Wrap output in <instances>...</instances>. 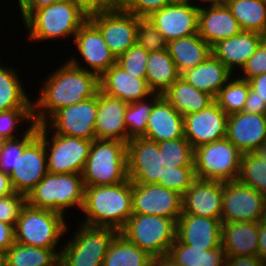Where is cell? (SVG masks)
Returning a JSON list of instances; mask_svg holds the SVG:
<instances>
[{"label": "cell", "mask_w": 266, "mask_h": 266, "mask_svg": "<svg viewBox=\"0 0 266 266\" xmlns=\"http://www.w3.org/2000/svg\"><path fill=\"white\" fill-rule=\"evenodd\" d=\"M127 164L132 183H156L182 196L196 179L194 160H168L156 141L144 137L127 142Z\"/></svg>", "instance_id": "obj_1"}, {"label": "cell", "mask_w": 266, "mask_h": 266, "mask_svg": "<svg viewBox=\"0 0 266 266\" xmlns=\"http://www.w3.org/2000/svg\"><path fill=\"white\" fill-rule=\"evenodd\" d=\"M60 66L47 76L36 102H32L36 125L43 124L57 109L89 99L100 89L96 74L83 70L68 60Z\"/></svg>", "instance_id": "obj_2"}, {"label": "cell", "mask_w": 266, "mask_h": 266, "mask_svg": "<svg viewBox=\"0 0 266 266\" xmlns=\"http://www.w3.org/2000/svg\"><path fill=\"white\" fill-rule=\"evenodd\" d=\"M82 211L86 225L109 227L120 232L132 215V182L85 186Z\"/></svg>", "instance_id": "obj_3"}, {"label": "cell", "mask_w": 266, "mask_h": 266, "mask_svg": "<svg viewBox=\"0 0 266 266\" xmlns=\"http://www.w3.org/2000/svg\"><path fill=\"white\" fill-rule=\"evenodd\" d=\"M88 20L76 5L61 0L33 11L24 21L29 40L36 42L75 37L79 28Z\"/></svg>", "instance_id": "obj_4"}, {"label": "cell", "mask_w": 266, "mask_h": 266, "mask_svg": "<svg viewBox=\"0 0 266 266\" xmlns=\"http://www.w3.org/2000/svg\"><path fill=\"white\" fill-rule=\"evenodd\" d=\"M81 175L85 186L115 185L128 180L127 143L94 139Z\"/></svg>", "instance_id": "obj_5"}, {"label": "cell", "mask_w": 266, "mask_h": 266, "mask_svg": "<svg viewBox=\"0 0 266 266\" xmlns=\"http://www.w3.org/2000/svg\"><path fill=\"white\" fill-rule=\"evenodd\" d=\"M85 185L79 173L54 174L45 177L27 194L29 206L65 214L67 208L82 210Z\"/></svg>", "instance_id": "obj_6"}, {"label": "cell", "mask_w": 266, "mask_h": 266, "mask_svg": "<svg viewBox=\"0 0 266 266\" xmlns=\"http://www.w3.org/2000/svg\"><path fill=\"white\" fill-rule=\"evenodd\" d=\"M66 215L26 204L14 226L15 242L41 248H57L68 231ZM65 219V220H64Z\"/></svg>", "instance_id": "obj_7"}, {"label": "cell", "mask_w": 266, "mask_h": 266, "mask_svg": "<svg viewBox=\"0 0 266 266\" xmlns=\"http://www.w3.org/2000/svg\"><path fill=\"white\" fill-rule=\"evenodd\" d=\"M73 238L66 241L60 252V266H102L108 247L117 230L80 223Z\"/></svg>", "instance_id": "obj_8"}, {"label": "cell", "mask_w": 266, "mask_h": 266, "mask_svg": "<svg viewBox=\"0 0 266 266\" xmlns=\"http://www.w3.org/2000/svg\"><path fill=\"white\" fill-rule=\"evenodd\" d=\"M177 222L157 215L132 214L120 233L152 257L168 254Z\"/></svg>", "instance_id": "obj_9"}, {"label": "cell", "mask_w": 266, "mask_h": 266, "mask_svg": "<svg viewBox=\"0 0 266 266\" xmlns=\"http://www.w3.org/2000/svg\"><path fill=\"white\" fill-rule=\"evenodd\" d=\"M38 124V136L44 141L48 172L54 174H82L93 140L50 133ZM49 134H52L49 140ZM50 141V142H49ZM50 145V146H49Z\"/></svg>", "instance_id": "obj_10"}, {"label": "cell", "mask_w": 266, "mask_h": 266, "mask_svg": "<svg viewBox=\"0 0 266 266\" xmlns=\"http://www.w3.org/2000/svg\"><path fill=\"white\" fill-rule=\"evenodd\" d=\"M242 153L227 139L194 149L196 178L228 182L238 180Z\"/></svg>", "instance_id": "obj_11"}, {"label": "cell", "mask_w": 266, "mask_h": 266, "mask_svg": "<svg viewBox=\"0 0 266 266\" xmlns=\"http://www.w3.org/2000/svg\"><path fill=\"white\" fill-rule=\"evenodd\" d=\"M264 217V195L239 180L223 182L221 222H259Z\"/></svg>", "instance_id": "obj_12"}, {"label": "cell", "mask_w": 266, "mask_h": 266, "mask_svg": "<svg viewBox=\"0 0 266 266\" xmlns=\"http://www.w3.org/2000/svg\"><path fill=\"white\" fill-rule=\"evenodd\" d=\"M97 110L98 93L77 104L57 109L43 125L55 129L54 134L94 140Z\"/></svg>", "instance_id": "obj_13"}, {"label": "cell", "mask_w": 266, "mask_h": 266, "mask_svg": "<svg viewBox=\"0 0 266 266\" xmlns=\"http://www.w3.org/2000/svg\"><path fill=\"white\" fill-rule=\"evenodd\" d=\"M88 19L100 30L116 58L136 44V28L140 18L121 7L94 14Z\"/></svg>", "instance_id": "obj_14"}, {"label": "cell", "mask_w": 266, "mask_h": 266, "mask_svg": "<svg viewBox=\"0 0 266 266\" xmlns=\"http://www.w3.org/2000/svg\"><path fill=\"white\" fill-rule=\"evenodd\" d=\"M190 0H173L152 13L149 19L161 35L170 41L198 33L199 4Z\"/></svg>", "instance_id": "obj_15"}, {"label": "cell", "mask_w": 266, "mask_h": 266, "mask_svg": "<svg viewBox=\"0 0 266 266\" xmlns=\"http://www.w3.org/2000/svg\"><path fill=\"white\" fill-rule=\"evenodd\" d=\"M182 195L156 183H132V214L157 215L176 222L182 214Z\"/></svg>", "instance_id": "obj_16"}, {"label": "cell", "mask_w": 266, "mask_h": 266, "mask_svg": "<svg viewBox=\"0 0 266 266\" xmlns=\"http://www.w3.org/2000/svg\"><path fill=\"white\" fill-rule=\"evenodd\" d=\"M76 50L79 51L87 66H82L75 57H69L68 61L88 72L100 77L112 65L116 64L117 58L110 51L100 30L88 19L78 30L74 39ZM78 48V49H77ZM86 67V68H85ZM92 69V70H90Z\"/></svg>", "instance_id": "obj_17"}, {"label": "cell", "mask_w": 266, "mask_h": 266, "mask_svg": "<svg viewBox=\"0 0 266 266\" xmlns=\"http://www.w3.org/2000/svg\"><path fill=\"white\" fill-rule=\"evenodd\" d=\"M228 115L214 101L199 112L184 116V137L193 149L226 138Z\"/></svg>", "instance_id": "obj_18"}, {"label": "cell", "mask_w": 266, "mask_h": 266, "mask_svg": "<svg viewBox=\"0 0 266 266\" xmlns=\"http://www.w3.org/2000/svg\"><path fill=\"white\" fill-rule=\"evenodd\" d=\"M226 138L242 153L266 148V114L239 112L228 116Z\"/></svg>", "instance_id": "obj_19"}, {"label": "cell", "mask_w": 266, "mask_h": 266, "mask_svg": "<svg viewBox=\"0 0 266 266\" xmlns=\"http://www.w3.org/2000/svg\"><path fill=\"white\" fill-rule=\"evenodd\" d=\"M48 173L44 141L37 135L18 157L17 168L10 174V181L16 193L27 194Z\"/></svg>", "instance_id": "obj_20"}, {"label": "cell", "mask_w": 266, "mask_h": 266, "mask_svg": "<svg viewBox=\"0 0 266 266\" xmlns=\"http://www.w3.org/2000/svg\"><path fill=\"white\" fill-rule=\"evenodd\" d=\"M182 199L181 215L221 218L223 182L196 178Z\"/></svg>", "instance_id": "obj_21"}, {"label": "cell", "mask_w": 266, "mask_h": 266, "mask_svg": "<svg viewBox=\"0 0 266 266\" xmlns=\"http://www.w3.org/2000/svg\"><path fill=\"white\" fill-rule=\"evenodd\" d=\"M221 218L181 215L177 220L176 238L183 244L197 249L222 247Z\"/></svg>", "instance_id": "obj_22"}, {"label": "cell", "mask_w": 266, "mask_h": 266, "mask_svg": "<svg viewBox=\"0 0 266 266\" xmlns=\"http://www.w3.org/2000/svg\"><path fill=\"white\" fill-rule=\"evenodd\" d=\"M128 103L98 91V110L95 122L97 139L119 140L128 142L125 124V112Z\"/></svg>", "instance_id": "obj_23"}, {"label": "cell", "mask_w": 266, "mask_h": 266, "mask_svg": "<svg viewBox=\"0 0 266 266\" xmlns=\"http://www.w3.org/2000/svg\"><path fill=\"white\" fill-rule=\"evenodd\" d=\"M265 38L259 32L241 30L237 35L213 45L211 52L233 73L235 68L242 70Z\"/></svg>", "instance_id": "obj_24"}, {"label": "cell", "mask_w": 266, "mask_h": 266, "mask_svg": "<svg viewBox=\"0 0 266 266\" xmlns=\"http://www.w3.org/2000/svg\"><path fill=\"white\" fill-rule=\"evenodd\" d=\"M99 84L103 93L117 97L128 104L147 98L153 93L146 79L128 74L117 64L112 65L99 77Z\"/></svg>", "instance_id": "obj_25"}, {"label": "cell", "mask_w": 266, "mask_h": 266, "mask_svg": "<svg viewBox=\"0 0 266 266\" xmlns=\"http://www.w3.org/2000/svg\"><path fill=\"white\" fill-rule=\"evenodd\" d=\"M182 137H184V116L162 95L151 110L144 138L160 143Z\"/></svg>", "instance_id": "obj_26"}, {"label": "cell", "mask_w": 266, "mask_h": 266, "mask_svg": "<svg viewBox=\"0 0 266 266\" xmlns=\"http://www.w3.org/2000/svg\"><path fill=\"white\" fill-rule=\"evenodd\" d=\"M241 28L227 6L199 8L198 35L211 47L237 35Z\"/></svg>", "instance_id": "obj_27"}, {"label": "cell", "mask_w": 266, "mask_h": 266, "mask_svg": "<svg viewBox=\"0 0 266 266\" xmlns=\"http://www.w3.org/2000/svg\"><path fill=\"white\" fill-rule=\"evenodd\" d=\"M259 222H222V248L227 257L259 256Z\"/></svg>", "instance_id": "obj_28"}, {"label": "cell", "mask_w": 266, "mask_h": 266, "mask_svg": "<svg viewBox=\"0 0 266 266\" xmlns=\"http://www.w3.org/2000/svg\"><path fill=\"white\" fill-rule=\"evenodd\" d=\"M232 75L234 76L219 59L211 54L202 63L183 72L180 77L198 91L215 98Z\"/></svg>", "instance_id": "obj_29"}, {"label": "cell", "mask_w": 266, "mask_h": 266, "mask_svg": "<svg viewBox=\"0 0 266 266\" xmlns=\"http://www.w3.org/2000/svg\"><path fill=\"white\" fill-rule=\"evenodd\" d=\"M167 50L180 75L202 63L212 54L211 46L198 33L170 41Z\"/></svg>", "instance_id": "obj_30"}, {"label": "cell", "mask_w": 266, "mask_h": 266, "mask_svg": "<svg viewBox=\"0 0 266 266\" xmlns=\"http://www.w3.org/2000/svg\"><path fill=\"white\" fill-rule=\"evenodd\" d=\"M162 95L182 116L199 112L215 101L214 97L198 91L181 77Z\"/></svg>", "instance_id": "obj_31"}, {"label": "cell", "mask_w": 266, "mask_h": 266, "mask_svg": "<svg viewBox=\"0 0 266 266\" xmlns=\"http://www.w3.org/2000/svg\"><path fill=\"white\" fill-rule=\"evenodd\" d=\"M180 78L168 50L149 52L146 65V82L153 93L163 94Z\"/></svg>", "instance_id": "obj_32"}, {"label": "cell", "mask_w": 266, "mask_h": 266, "mask_svg": "<svg viewBox=\"0 0 266 266\" xmlns=\"http://www.w3.org/2000/svg\"><path fill=\"white\" fill-rule=\"evenodd\" d=\"M152 258L118 232L108 247L102 266H151Z\"/></svg>", "instance_id": "obj_33"}, {"label": "cell", "mask_w": 266, "mask_h": 266, "mask_svg": "<svg viewBox=\"0 0 266 266\" xmlns=\"http://www.w3.org/2000/svg\"><path fill=\"white\" fill-rule=\"evenodd\" d=\"M10 68L0 65V111L33 109L32 100L24 90L21 77H18L16 70Z\"/></svg>", "instance_id": "obj_34"}, {"label": "cell", "mask_w": 266, "mask_h": 266, "mask_svg": "<svg viewBox=\"0 0 266 266\" xmlns=\"http://www.w3.org/2000/svg\"><path fill=\"white\" fill-rule=\"evenodd\" d=\"M168 255L180 266H224L227 258L222 247L205 251L183 244L177 238Z\"/></svg>", "instance_id": "obj_35"}, {"label": "cell", "mask_w": 266, "mask_h": 266, "mask_svg": "<svg viewBox=\"0 0 266 266\" xmlns=\"http://www.w3.org/2000/svg\"><path fill=\"white\" fill-rule=\"evenodd\" d=\"M57 251V252H56ZM61 249L14 243L6 252L7 266H59Z\"/></svg>", "instance_id": "obj_36"}, {"label": "cell", "mask_w": 266, "mask_h": 266, "mask_svg": "<svg viewBox=\"0 0 266 266\" xmlns=\"http://www.w3.org/2000/svg\"><path fill=\"white\" fill-rule=\"evenodd\" d=\"M227 7L241 30L266 36V0H229Z\"/></svg>", "instance_id": "obj_37"}, {"label": "cell", "mask_w": 266, "mask_h": 266, "mask_svg": "<svg viewBox=\"0 0 266 266\" xmlns=\"http://www.w3.org/2000/svg\"><path fill=\"white\" fill-rule=\"evenodd\" d=\"M238 180L266 197L265 150L242 154Z\"/></svg>", "instance_id": "obj_38"}, {"label": "cell", "mask_w": 266, "mask_h": 266, "mask_svg": "<svg viewBox=\"0 0 266 266\" xmlns=\"http://www.w3.org/2000/svg\"><path fill=\"white\" fill-rule=\"evenodd\" d=\"M231 77L214 98L217 105L229 116L242 112L249 93L248 80Z\"/></svg>", "instance_id": "obj_39"}, {"label": "cell", "mask_w": 266, "mask_h": 266, "mask_svg": "<svg viewBox=\"0 0 266 266\" xmlns=\"http://www.w3.org/2000/svg\"><path fill=\"white\" fill-rule=\"evenodd\" d=\"M161 96L162 94L152 93L149 99L147 97L128 104L124 120L127 128V136L130 140L137 137H144L151 110L154 103Z\"/></svg>", "instance_id": "obj_40"}, {"label": "cell", "mask_w": 266, "mask_h": 266, "mask_svg": "<svg viewBox=\"0 0 266 266\" xmlns=\"http://www.w3.org/2000/svg\"><path fill=\"white\" fill-rule=\"evenodd\" d=\"M20 139L5 140L0 150V171L10 175L17 168L18 157L21 156L25 147L38 135V125H28Z\"/></svg>", "instance_id": "obj_41"}, {"label": "cell", "mask_w": 266, "mask_h": 266, "mask_svg": "<svg viewBox=\"0 0 266 266\" xmlns=\"http://www.w3.org/2000/svg\"><path fill=\"white\" fill-rule=\"evenodd\" d=\"M135 38L136 44L147 52L167 50V40L147 18L139 19Z\"/></svg>", "instance_id": "obj_42"}, {"label": "cell", "mask_w": 266, "mask_h": 266, "mask_svg": "<svg viewBox=\"0 0 266 266\" xmlns=\"http://www.w3.org/2000/svg\"><path fill=\"white\" fill-rule=\"evenodd\" d=\"M149 57L143 47L135 44L117 57L116 64L134 77L146 79V65Z\"/></svg>", "instance_id": "obj_43"}, {"label": "cell", "mask_w": 266, "mask_h": 266, "mask_svg": "<svg viewBox=\"0 0 266 266\" xmlns=\"http://www.w3.org/2000/svg\"><path fill=\"white\" fill-rule=\"evenodd\" d=\"M22 120L27 124L36 125L33 116V109H12L0 111V137L4 140L16 139V128Z\"/></svg>", "instance_id": "obj_44"}, {"label": "cell", "mask_w": 266, "mask_h": 266, "mask_svg": "<svg viewBox=\"0 0 266 266\" xmlns=\"http://www.w3.org/2000/svg\"><path fill=\"white\" fill-rule=\"evenodd\" d=\"M26 204V195L24 194L14 192L8 196L0 197V221L15 226Z\"/></svg>", "instance_id": "obj_45"}, {"label": "cell", "mask_w": 266, "mask_h": 266, "mask_svg": "<svg viewBox=\"0 0 266 266\" xmlns=\"http://www.w3.org/2000/svg\"><path fill=\"white\" fill-rule=\"evenodd\" d=\"M158 147L168 160H194V149L185 137L160 142Z\"/></svg>", "instance_id": "obj_46"}, {"label": "cell", "mask_w": 266, "mask_h": 266, "mask_svg": "<svg viewBox=\"0 0 266 266\" xmlns=\"http://www.w3.org/2000/svg\"><path fill=\"white\" fill-rule=\"evenodd\" d=\"M173 0H128L121 8L139 18H148L152 13L169 5Z\"/></svg>", "instance_id": "obj_47"}, {"label": "cell", "mask_w": 266, "mask_h": 266, "mask_svg": "<svg viewBox=\"0 0 266 266\" xmlns=\"http://www.w3.org/2000/svg\"><path fill=\"white\" fill-rule=\"evenodd\" d=\"M242 79L250 78L266 73V38L262 41L256 52L248 59L246 65L241 70Z\"/></svg>", "instance_id": "obj_48"}, {"label": "cell", "mask_w": 266, "mask_h": 266, "mask_svg": "<svg viewBox=\"0 0 266 266\" xmlns=\"http://www.w3.org/2000/svg\"><path fill=\"white\" fill-rule=\"evenodd\" d=\"M88 17L115 8L111 0H69Z\"/></svg>", "instance_id": "obj_49"}, {"label": "cell", "mask_w": 266, "mask_h": 266, "mask_svg": "<svg viewBox=\"0 0 266 266\" xmlns=\"http://www.w3.org/2000/svg\"><path fill=\"white\" fill-rule=\"evenodd\" d=\"M61 0H18L20 15L24 21L33 11Z\"/></svg>", "instance_id": "obj_50"}, {"label": "cell", "mask_w": 266, "mask_h": 266, "mask_svg": "<svg viewBox=\"0 0 266 266\" xmlns=\"http://www.w3.org/2000/svg\"><path fill=\"white\" fill-rule=\"evenodd\" d=\"M243 112L252 114H266V102L262 101L257 96V92L251 88H249V93Z\"/></svg>", "instance_id": "obj_51"}, {"label": "cell", "mask_w": 266, "mask_h": 266, "mask_svg": "<svg viewBox=\"0 0 266 266\" xmlns=\"http://www.w3.org/2000/svg\"><path fill=\"white\" fill-rule=\"evenodd\" d=\"M224 266H266V262L259 256H230Z\"/></svg>", "instance_id": "obj_52"}, {"label": "cell", "mask_w": 266, "mask_h": 266, "mask_svg": "<svg viewBox=\"0 0 266 266\" xmlns=\"http://www.w3.org/2000/svg\"><path fill=\"white\" fill-rule=\"evenodd\" d=\"M15 243L14 225L0 221V250H7Z\"/></svg>", "instance_id": "obj_53"}, {"label": "cell", "mask_w": 266, "mask_h": 266, "mask_svg": "<svg viewBox=\"0 0 266 266\" xmlns=\"http://www.w3.org/2000/svg\"><path fill=\"white\" fill-rule=\"evenodd\" d=\"M248 82L250 88L257 92V96L266 102V73L254 76Z\"/></svg>", "instance_id": "obj_54"}, {"label": "cell", "mask_w": 266, "mask_h": 266, "mask_svg": "<svg viewBox=\"0 0 266 266\" xmlns=\"http://www.w3.org/2000/svg\"><path fill=\"white\" fill-rule=\"evenodd\" d=\"M259 257L266 262V217L259 221Z\"/></svg>", "instance_id": "obj_55"}, {"label": "cell", "mask_w": 266, "mask_h": 266, "mask_svg": "<svg viewBox=\"0 0 266 266\" xmlns=\"http://www.w3.org/2000/svg\"><path fill=\"white\" fill-rule=\"evenodd\" d=\"M14 192L10 181V175L0 171V197L8 196Z\"/></svg>", "instance_id": "obj_56"}, {"label": "cell", "mask_w": 266, "mask_h": 266, "mask_svg": "<svg viewBox=\"0 0 266 266\" xmlns=\"http://www.w3.org/2000/svg\"><path fill=\"white\" fill-rule=\"evenodd\" d=\"M151 266H180L168 254L152 258Z\"/></svg>", "instance_id": "obj_57"}, {"label": "cell", "mask_w": 266, "mask_h": 266, "mask_svg": "<svg viewBox=\"0 0 266 266\" xmlns=\"http://www.w3.org/2000/svg\"><path fill=\"white\" fill-rule=\"evenodd\" d=\"M190 1H195V0H190ZM228 1L229 0H199L198 2H199V4L201 2L208 3L206 5H209L210 7H216V6H227Z\"/></svg>", "instance_id": "obj_58"}, {"label": "cell", "mask_w": 266, "mask_h": 266, "mask_svg": "<svg viewBox=\"0 0 266 266\" xmlns=\"http://www.w3.org/2000/svg\"><path fill=\"white\" fill-rule=\"evenodd\" d=\"M0 266H7V254L0 250Z\"/></svg>", "instance_id": "obj_59"}, {"label": "cell", "mask_w": 266, "mask_h": 266, "mask_svg": "<svg viewBox=\"0 0 266 266\" xmlns=\"http://www.w3.org/2000/svg\"><path fill=\"white\" fill-rule=\"evenodd\" d=\"M128 0H111L114 7H122Z\"/></svg>", "instance_id": "obj_60"}, {"label": "cell", "mask_w": 266, "mask_h": 266, "mask_svg": "<svg viewBox=\"0 0 266 266\" xmlns=\"http://www.w3.org/2000/svg\"><path fill=\"white\" fill-rule=\"evenodd\" d=\"M4 141H5V140H4L3 138L0 137V150H1L2 146H3V144H4Z\"/></svg>", "instance_id": "obj_61"}]
</instances>
